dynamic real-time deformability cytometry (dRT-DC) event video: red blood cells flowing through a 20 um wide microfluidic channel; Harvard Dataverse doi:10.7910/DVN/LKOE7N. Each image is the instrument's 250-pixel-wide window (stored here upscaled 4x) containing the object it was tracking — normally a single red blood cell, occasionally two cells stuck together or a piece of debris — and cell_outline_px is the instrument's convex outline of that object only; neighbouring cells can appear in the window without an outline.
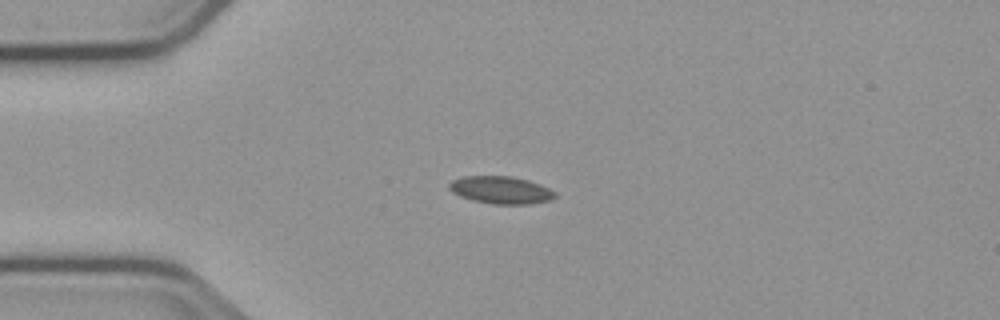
{"species": "common noctule bat (a hibernating species)", "species_latin": "Nyctalus noctula", "temperature_condition": "cold", "stored_images_in_passage": 54, "camera_frame_rate_fps": 3000, "um_per_image_px": 0.085, "animal": {"sex": "male", "body_mass_g": 23.1, "forearm_length_mm": 52.7}, "frame": {"image": 1, "passage_image": 13, "time_ms": 4.0, "image_size_px": [1000, 320], "cell_outline_px": [[556, 196], [552, 200], [532, 204], [492, 204], [472, 200], [460, 196], [452, 192], [448, 188], [448, 184], [452, 180], [464, 176], [512, 176], [528, 180], [540, 184], [556, 192]], "centroid_in_image_um": [42.58, 16.15], "position_along_channel_um": 42.4, "area_um2": 17.11}}
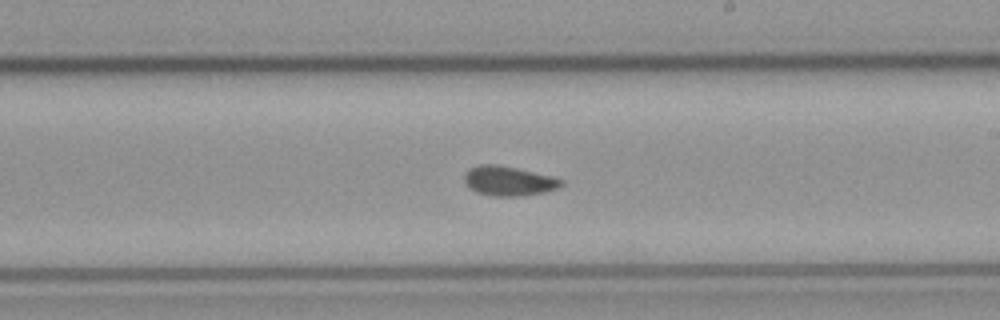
{"frame": {"image": 2, "passage_image": 31, "time_ms": 10.0, "image_size_px": [1000, 320], "cell_outline_px": [[564, 184], [556, 188], [544, 192], [520, 196], [496, 196], [476, 192], [468, 188], [464, 184], [464, 172], [468, 168], [476, 164], [496, 164], [516, 168], [552, 176], [564, 180]], "centroid_in_image_um": [43.17, 15.37], "position_along_channel_um": 245.8, "area_um2": 16.88}}
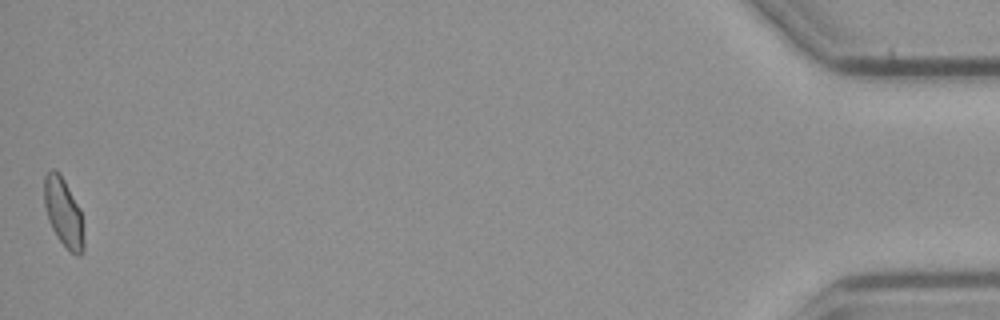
{"frame": {"image": 3, "passage_image": 54, "time_ms": 17.667, "image_size_px": [1000, 320], "cell_outline_px": [[84, 252], [80, 256], [76, 256], [56, 236], [48, 220], [44, 204], [44, 176], [52, 168], [60, 172], [80, 208], [84, 240]], "centroid_in_image_um": [5.39, 18.04], "position_along_channel_um": 429.8, "area_um2": 15.9}, "authors_computed_cell_mechanics": {"area_um2": 16.3574, "velocity_mm_per_s": 3.7394, "shape_relaxation_time_tau1_ms": 4.8398, "shape_relaxation_time_tau2_ms": 1.8254, "deformation_change_tau1": 0.0905, "deformation_change_tau2": 0.0603}}